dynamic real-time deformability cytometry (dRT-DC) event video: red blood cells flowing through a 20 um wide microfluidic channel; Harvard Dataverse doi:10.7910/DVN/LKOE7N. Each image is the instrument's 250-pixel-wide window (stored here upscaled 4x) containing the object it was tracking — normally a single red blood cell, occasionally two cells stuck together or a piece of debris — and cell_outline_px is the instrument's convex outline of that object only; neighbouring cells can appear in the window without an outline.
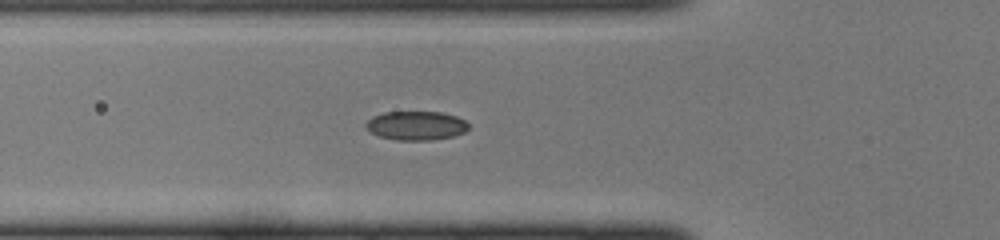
{"species": "common noctule bat (a hibernating species)", "species_latin": "Nyctalus noctula", "temperature_condition": "cold", "stored_images_in_passage": 27, "camera_frame_rate_fps": 3000, "um_per_image_px": 0.085, "animal": {"sex": "female", "body_mass_g": 22.0, "forearm_length_mm": 56.7}, "frame": {"image": 1, "passage_image": 2, "time_ms": 0.333, "image_size_px": [1000, 240], "cell_outline_px": [[468, 128], [464, 132], [452, 136], [432, 140], [396, 140], [380, 136], [372, 132], [364, 124], [372, 116], [384, 112], [440, 112], [456, 116], [464, 120], [468, 124]], "centroid_in_image_um": [35.37, 10.67], "position_along_channel_um": 90.4, "area_um2": 17.17}}
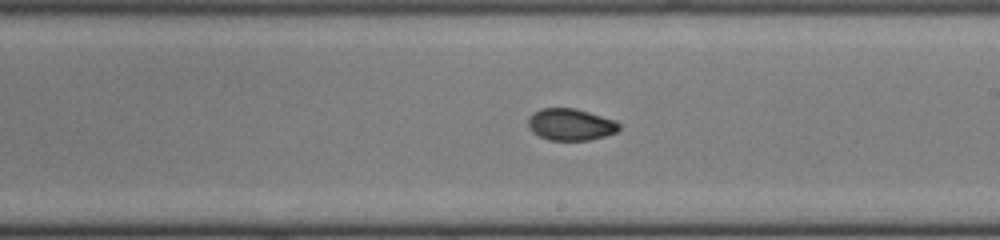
{"frame": {"image": 2, "passage_image": 12, "time_ms": 3.667, "image_size_px": [1000, 240], "cell_outline_px": [[620, 128], [616, 132], [604, 136], [588, 140], [548, 140], [532, 132], [528, 124], [528, 116], [532, 112], [540, 108], [576, 108], [616, 120], [620, 124]], "centroid_in_image_um": [48.49, 10.57], "position_along_channel_um": 240.5, "area_um2": 16.99}}
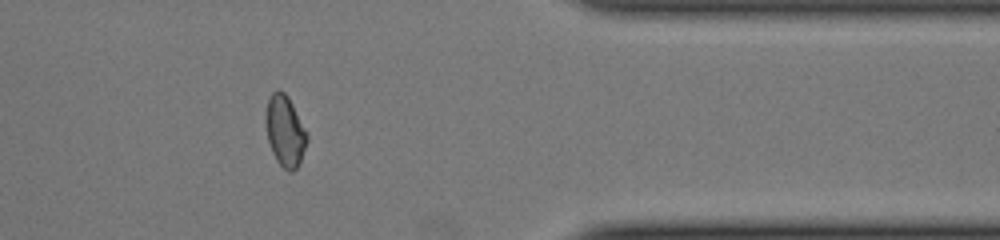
{"frame": {"image": 3, "passage_image": 23, "time_ms": 7.333, "image_size_px": [1000, 240], "cell_outline_px": [[308, 140], [300, 164], [292, 172], [288, 172], [276, 160], [272, 152], [268, 140], [264, 120], [264, 116], [268, 100], [272, 92], [284, 92], [288, 96], [308, 132]], "centroid_in_image_um": [24.24, 11.16], "position_along_channel_um": 387.2, "area_um2": 17.28}}